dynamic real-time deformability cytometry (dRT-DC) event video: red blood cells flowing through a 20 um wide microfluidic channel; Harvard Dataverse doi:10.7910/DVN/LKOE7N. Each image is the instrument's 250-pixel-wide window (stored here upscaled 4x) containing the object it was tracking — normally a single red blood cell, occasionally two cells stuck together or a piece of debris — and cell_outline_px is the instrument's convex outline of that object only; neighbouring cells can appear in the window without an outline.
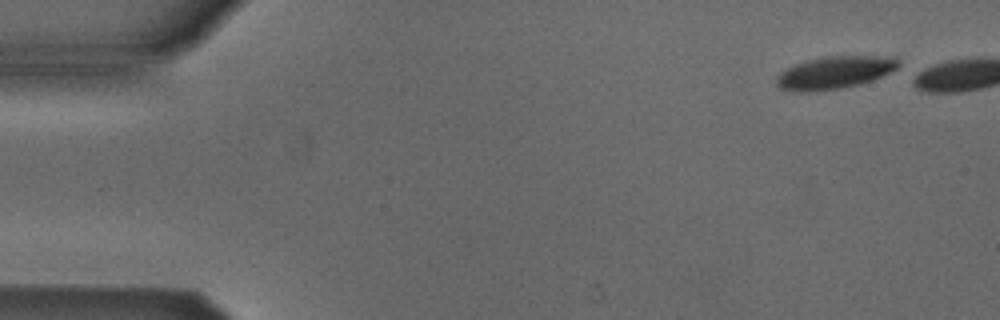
{"species": "Egyptian fruit bat (a non-hibernating species)", "species_latin": "Rousettus aegyptiacus", "temperature_condition": "cold", "stored_images_in_passage": 40, "camera_frame_rate_fps": 3000, "um_per_image_px": 0.085, "animal": {"sex": "male"}, "frame": {"image": 1, "passage_image": 1, "time_ms": 0.0, "image_size_px": [1000, 320], "cell_outline_px": [[900, 64], [896, 68], [872, 80], [840, 88], [800, 92], [780, 88], [776, 84], [776, 76], [780, 72], [804, 60], [828, 56], [896, 56], [900, 60]], "centroid_in_image_um": [70.94, 6.14], "position_along_channel_um": 14.1, "area_um2": 22.83}}
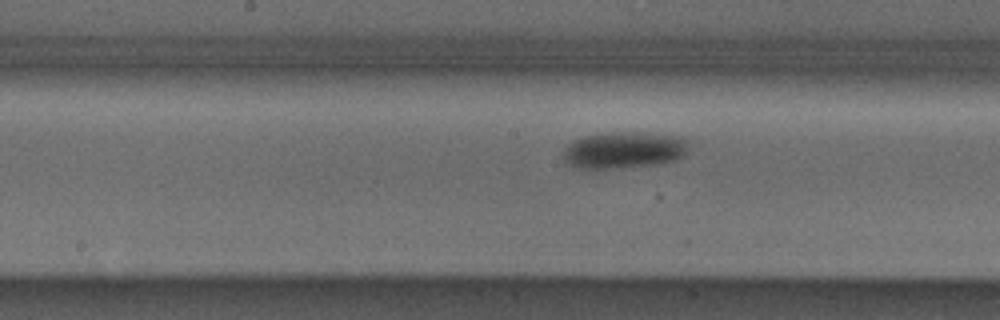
{"frame": {"image": 2, "passage_image": 24, "time_ms": 7.667, "image_size_px": [1000, 320], "cell_outline_px": [[692, 140], [684, 156], [676, 160], [656, 164], [608, 168], [580, 168], [564, 164], [564, 148], [568, 144], [584, 136], [604, 132], [640, 132], [684, 136]], "centroid_in_image_um": [53.1, 12.73], "position_along_channel_um": 195.1, "area_um2": 27.17}}
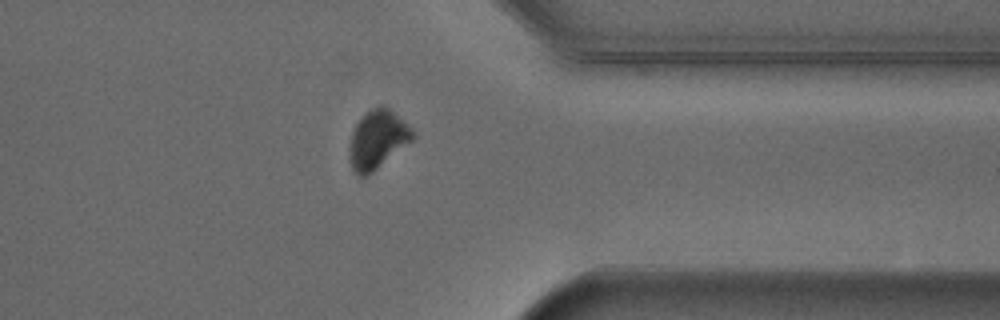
{"frame": {"image": 3, "passage_image": 39, "time_ms": 12.667, "image_size_px": [1000, 320], "cell_outline_px": [[416, 136], [412, 140], [368, 176], [360, 176], [352, 168], [348, 148], [352, 132], [356, 124], [364, 112], [380, 104], [388, 108], [412, 128]], "centroid_in_image_um": [32.07, 11.84], "position_along_channel_um": 379.3, "area_um2": 21.44}}